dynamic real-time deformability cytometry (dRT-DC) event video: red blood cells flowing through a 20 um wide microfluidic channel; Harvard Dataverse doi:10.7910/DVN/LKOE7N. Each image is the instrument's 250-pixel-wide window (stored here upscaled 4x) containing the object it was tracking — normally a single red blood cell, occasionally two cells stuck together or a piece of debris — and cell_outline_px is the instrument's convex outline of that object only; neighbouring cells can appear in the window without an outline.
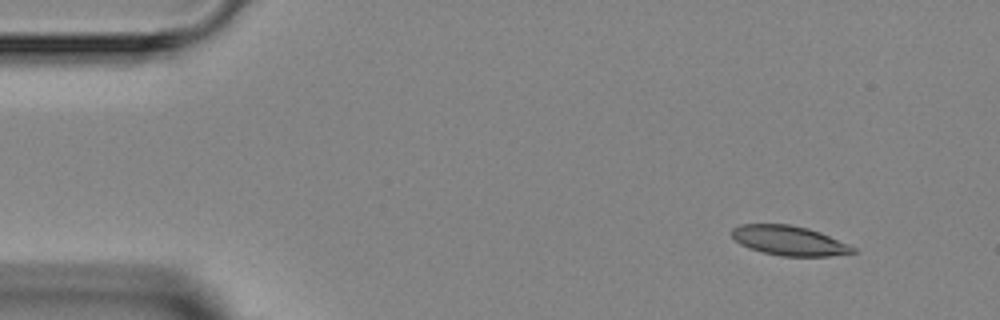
{"species": "Egyptian fruit bat (a non-hibernating species)", "species_latin": "Rousettus aegyptiacus", "temperature_condition": "room temperature", "stored_images_in_passage": 4, "segment_of_instrument_passage": [2, 2], "camera_frame_rate_fps": 3000, "um_per_image_px": 0.085, "animal": {"sex": "female"}, "frame": {"image": 1, "passage_image": 4, "time_ms": 4.0, "image_size_px": [1000, 320], "cell_outline_px": [[856, 252], [828, 256], [780, 256], [748, 248], [740, 244], [732, 236], [732, 228], [740, 224], [788, 224], [808, 228], [820, 232], [848, 244], [856, 248]], "centroid_in_image_um": [67.06, 20.45], "position_along_channel_um": 17.9, "area_um2": 20.81}}